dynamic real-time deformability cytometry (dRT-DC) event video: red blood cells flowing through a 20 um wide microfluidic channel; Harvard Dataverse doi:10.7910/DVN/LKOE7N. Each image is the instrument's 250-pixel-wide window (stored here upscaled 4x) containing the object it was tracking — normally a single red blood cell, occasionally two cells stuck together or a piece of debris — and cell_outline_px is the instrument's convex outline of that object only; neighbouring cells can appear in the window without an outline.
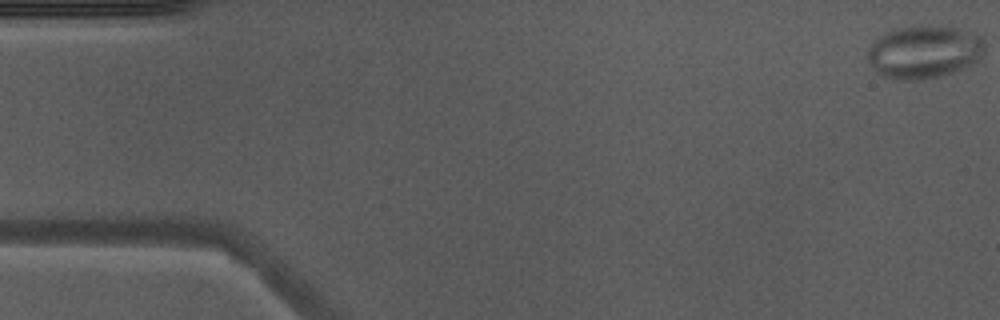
{"species": "Egyptian fruit bat (a non-hibernating species)", "species_latin": "Rousettus aegyptiacus", "temperature_condition": "warm", "stored_images_in_passage": 18, "camera_frame_rate_fps": 3000, "um_per_image_px": 0.085, "animal": {"sex": "male"}, "frame": {"image": 1, "passage_image": 1, "time_ms": 0.0, "image_size_px": [1000, 320], "cell_outline_px": [[984, 52], [980, 60], [972, 64], [952, 72], [940, 76], [920, 80], [896, 80], [880, 76], [872, 68], [868, 60], [868, 48], [872, 40], [892, 28], [920, 24], [956, 28], [976, 32], [984, 40]], "centroid_in_image_um": [78.52, 4.39], "position_along_channel_um": 6.5, "area_um2": 36.99}}